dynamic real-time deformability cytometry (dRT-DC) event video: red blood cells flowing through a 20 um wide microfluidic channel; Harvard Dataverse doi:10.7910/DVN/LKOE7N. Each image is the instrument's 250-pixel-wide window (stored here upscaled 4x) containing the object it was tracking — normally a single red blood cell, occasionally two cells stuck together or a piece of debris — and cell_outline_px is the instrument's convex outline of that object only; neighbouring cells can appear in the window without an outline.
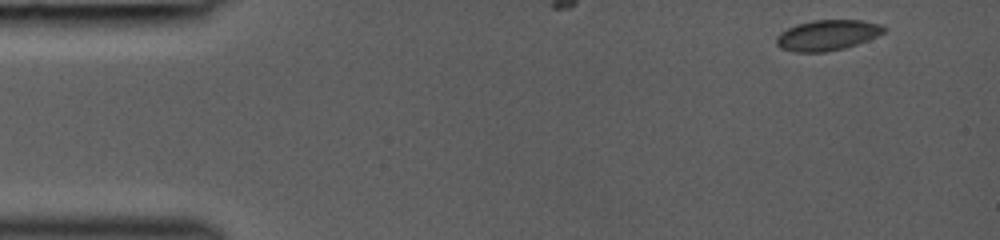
{"species": "common noctule bat (a hibernating species)", "species_latin": "Nyctalus noctula", "temperature_condition": "room temperature", "stored_images_in_passage": 5, "camera_frame_rate_fps": 3000, "um_per_image_px": 0.085, "animal": {"sex": "female", "body_mass_g": 19.0, "forearm_length_mm": 53.3}, "frame": {"image": 1, "passage_image": 1, "time_ms": 0.0, "image_size_px": [1000, 240], "cell_outline_px": [[888, 28], [884, 32], [868, 40], [844, 48], [824, 52], [796, 52], [780, 48], [776, 44], [776, 36], [780, 32], [796, 24], [812, 20], [864, 20], [880, 24]], "centroid_in_image_um": [70.31, 2.98], "position_along_channel_um": 14.7, "area_um2": 19.19}}